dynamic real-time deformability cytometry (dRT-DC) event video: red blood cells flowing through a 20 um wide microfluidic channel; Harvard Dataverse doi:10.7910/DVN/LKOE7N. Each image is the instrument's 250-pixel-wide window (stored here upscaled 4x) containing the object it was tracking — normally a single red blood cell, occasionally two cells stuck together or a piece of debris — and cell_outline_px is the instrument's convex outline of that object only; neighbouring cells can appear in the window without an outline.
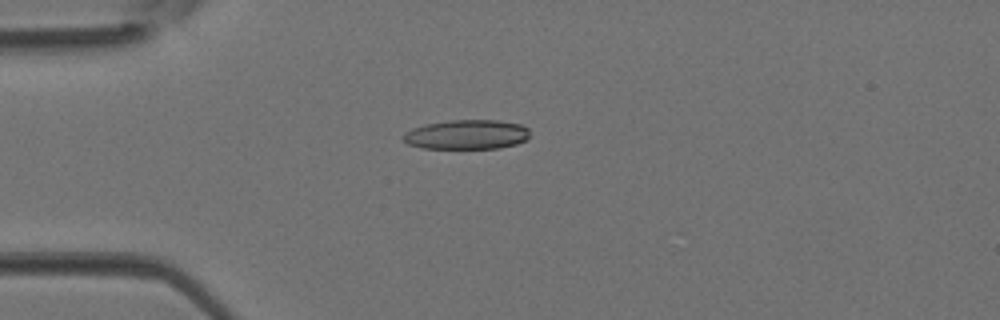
{"species": "Egyptian fruit bat (a non-hibernating species)", "species_latin": "Rousettus aegyptiacus", "temperature_condition": "room temperature", "stored_images_in_passage": 4, "camera_frame_rate_fps": 3000, "um_per_image_px": 0.085, "animal": {"sex": "female"}, "frame": {"image": 1, "passage_image": 3, "time_ms": 0.667, "image_size_px": [1000, 320], "cell_outline_px": [[528, 136], [524, 140], [516, 144], [500, 148], [420, 148], [408, 144], [400, 136], [404, 132], [412, 128], [428, 124], [448, 120], [500, 120], [520, 124], [528, 128]], "centroid_in_image_um": [39.64, 11.43], "position_along_channel_um": 45.4, "area_um2": 21.79}}
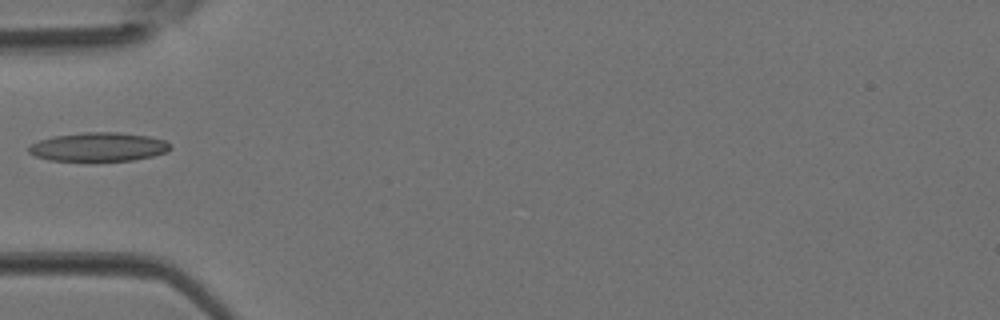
{"frame": {"image": 2, "passage_image": 4, "time_ms": 1.0, "image_size_px": [1000, 320], "cell_outline_px": [[172, 148], [164, 152], [152, 156], [132, 160], [92, 164], [48, 160], [36, 156], [28, 152], [28, 148], [32, 144], [40, 140], [52, 136], [84, 132], [120, 132], [148, 136], [164, 140], [172, 144]], "centroid_in_image_um": [8.35, 12.53], "position_along_channel_um": 76.6, "area_um2": 24.8}}